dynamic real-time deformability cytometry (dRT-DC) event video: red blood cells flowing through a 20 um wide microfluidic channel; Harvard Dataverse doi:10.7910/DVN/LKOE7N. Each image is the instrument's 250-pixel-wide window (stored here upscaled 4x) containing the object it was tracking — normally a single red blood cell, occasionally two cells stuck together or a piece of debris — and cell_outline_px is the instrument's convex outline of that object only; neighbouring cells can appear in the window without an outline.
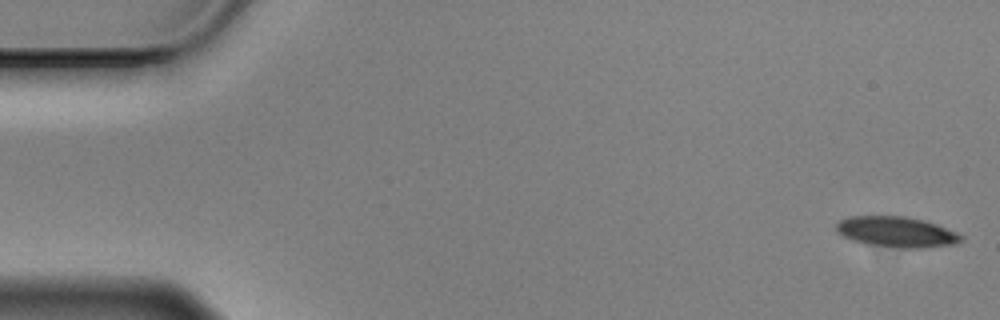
{"species": "Egyptian fruit bat (a non-hibernating species)", "species_latin": "Rousettus aegyptiacus", "temperature_condition": "cold", "stored_images_in_passage": 57, "camera_frame_rate_fps": 3000, "um_per_image_px": 0.085, "animal": {"sex": "male"}, "frame": {"image": 1, "passage_image": 1, "time_ms": 0.0, "image_size_px": [1000, 320], "cell_outline_px": [[964, 240], [956, 244], [920, 248], [904, 248], [868, 244], [852, 240], [836, 232], [836, 224], [840, 220], [848, 216], [904, 216], [924, 220], [936, 224], [956, 232], [964, 236]], "centroid_in_image_um": [76.22, 19.71], "position_along_channel_um": 8.8, "area_um2": 22.25}}
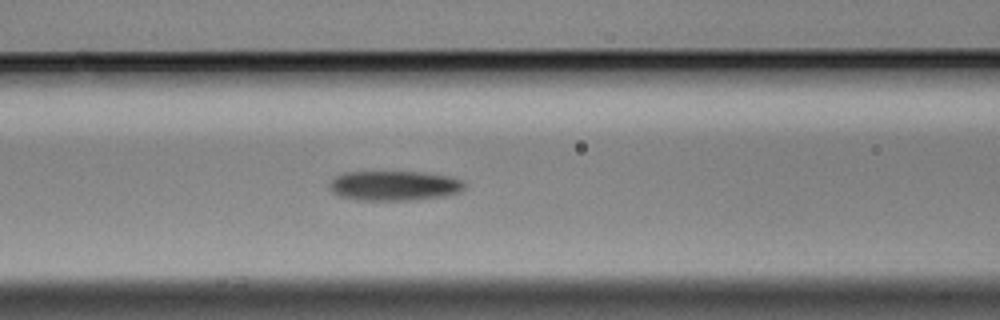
{"frame": {"image": 2, "passage_image": 23, "time_ms": 7.333, "image_size_px": [1000, 320], "cell_outline_px": [[464, 188], [460, 192], [444, 196], [404, 200], [356, 200], [340, 196], [332, 192], [328, 188], [332, 180], [336, 176], [344, 172], [424, 172], [448, 176], [464, 180]], "centroid_in_image_um": [33.5, 15.78], "position_along_channel_um": 133.1, "area_um2": 23.41}}
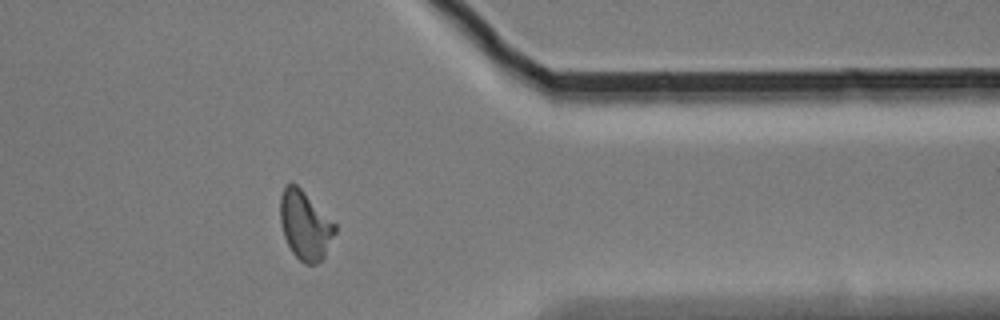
{"frame": {"image": 3, "passage_image": 46, "time_ms": 15.0, "image_size_px": [1000, 320], "cell_outline_px": [[336, 232], [324, 260], [316, 264], [304, 264], [292, 252], [284, 236], [280, 220], [280, 196], [284, 188], [288, 184], [296, 184], [336, 224]], "centroid_in_image_um": [25.95, 19.19], "position_along_channel_um": 385.4, "area_um2": 21.91}, "authors_computed_cell_mechanics": {"area_um2": 22.5998, "velocity_mm_per_s": 3.481, "shape_relaxation_time_tau1_ms": 7.0665, "shape_relaxation_time_tau2_ms": 10.5435, "deformation_change_tau1": 0.1547, "deformation_change_tau2": 0.2025}}